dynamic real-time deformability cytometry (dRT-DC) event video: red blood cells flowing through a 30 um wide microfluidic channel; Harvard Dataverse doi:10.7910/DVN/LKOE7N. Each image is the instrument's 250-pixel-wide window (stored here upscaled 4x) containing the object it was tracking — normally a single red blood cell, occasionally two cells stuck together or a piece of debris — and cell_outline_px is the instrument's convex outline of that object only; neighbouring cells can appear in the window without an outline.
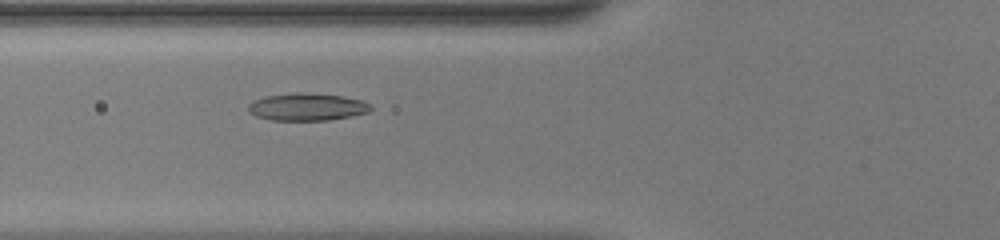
{"species": "common noctule bat (a hibernating species)", "species_latin": "Nyctalus noctula", "temperature_condition": "warm", "stored_images_in_passage": 42, "camera_frame_rate_fps": 3000, "um_per_image_px": 0.085, "animal": {"sex": "female", "body_mass_g": 20.0, "forearm_length_mm": 54.0}, "frame": {"image": 1, "passage_image": 12, "time_ms": 3.667, "image_size_px": [1000, 240], "cell_outline_px": [[372, 108], [368, 112], [352, 116], [328, 120], [272, 120], [256, 116], [248, 112], [248, 104], [252, 100], [264, 96], [296, 92], [304, 92], [344, 96], [360, 100], [368, 104]], "centroid_in_image_um": [26.05, 9.08], "position_along_channel_um": 99.7, "area_um2": 19.65}}
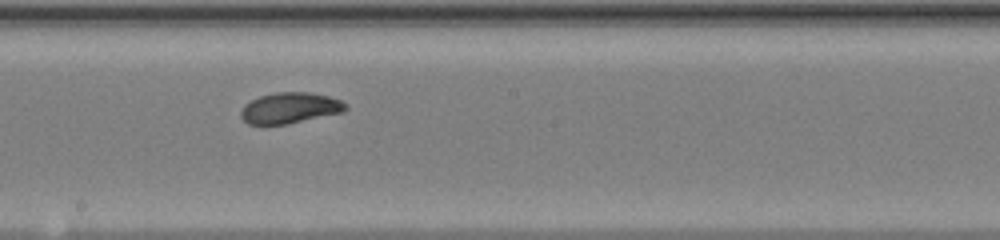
{"frame": {"image": 2, "passage_image": 21, "time_ms": 6.667, "image_size_px": [1000, 240], "cell_outline_px": [[348, 108], [344, 112], [288, 124], [264, 128], [248, 124], [240, 116], [240, 112], [244, 104], [260, 96], [276, 92], [308, 92], [328, 96], [340, 100], [348, 104]], "centroid_in_image_um": [24.6, 9.22], "position_along_channel_um": 223.6, "area_um2": 19.48}}
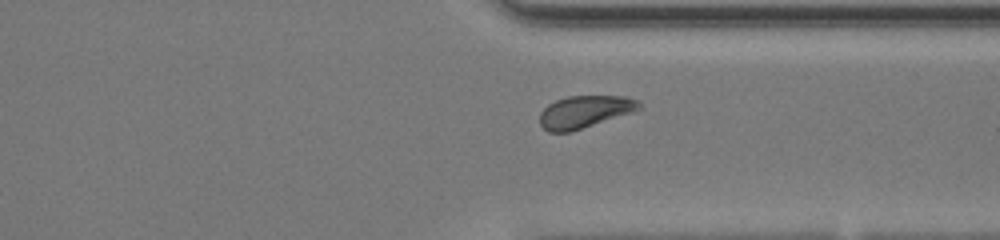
{"frame": {"image": 3, "passage_image": 31, "time_ms": 10.0, "image_size_px": [1000, 240], "cell_outline_px": [[640, 108], [632, 112], [568, 132], [548, 132], [540, 124], [540, 112], [548, 104], [556, 100], [568, 96], [624, 96], [640, 100]], "centroid_in_image_um": [49.68, 9.48], "position_along_channel_um": 361.7, "area_um2": 18.44}, "authors_computed_cell_mechanics": {"area_um2": 18.8717, "velocity_mm_per_s": 4.1339, "shape_relaxation_time_tau1_ms": 4.8479, "shape_relaxation_time_tau2_ms": 2.9934, "deformation_change_tau1": 0.1728, "deformation_change_tau2": 0.073}}